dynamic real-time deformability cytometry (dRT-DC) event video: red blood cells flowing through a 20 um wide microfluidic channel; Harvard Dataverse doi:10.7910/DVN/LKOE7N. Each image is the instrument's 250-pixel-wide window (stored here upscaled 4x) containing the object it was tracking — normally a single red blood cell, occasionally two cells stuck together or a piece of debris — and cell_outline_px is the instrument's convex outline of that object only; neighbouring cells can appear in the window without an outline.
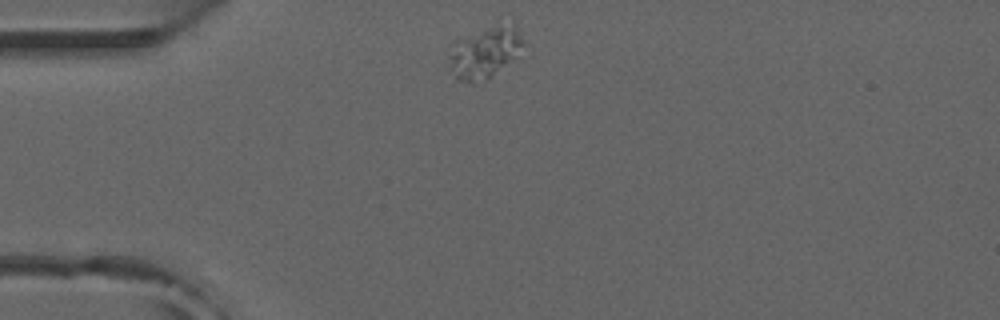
{"species": "common noctule bat (a hibernating species)", "species_latin": "Nyctalus noctula", "temperature_condition": "room temperature", "stored_images_in_passage": 42, "camera_frame_rate_fps": 3000, "um_per_image_px": 0.085, "animal": {"sex": "male", "forearm_length_mm": 52.5}, "frame": {"image": 1, "passage_image": 1, "time_ms": 0.0, "image_size_px": [1000, 320], "cell_outline_px": [[528, 44], [492, 76], [472, 84], [460, 80], [448, 68], [448, 56], [452, 40], [512, 20], [516, 20]], "centroid_in_image_um": [41.25, 4.38], "position_along_channel_um": 43.8, "area_um2": 22.95}}
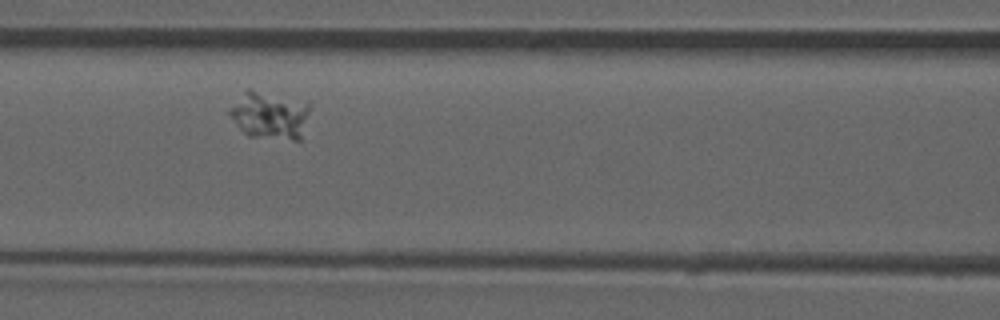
{"frame": {"image": 2, "passage_image": 11, "time_ms": 3.333, "image_size_px": [1000, 320], "cell_outline_px": [[308, 112], [300, 140], [292, 140], [248, 136], [224, 112], [248, 88], [308, 104]], "centroid_in_image_um": [22.83, 9.82], "position_along_channel_um": 143.8, "area_um2": 21.79}}
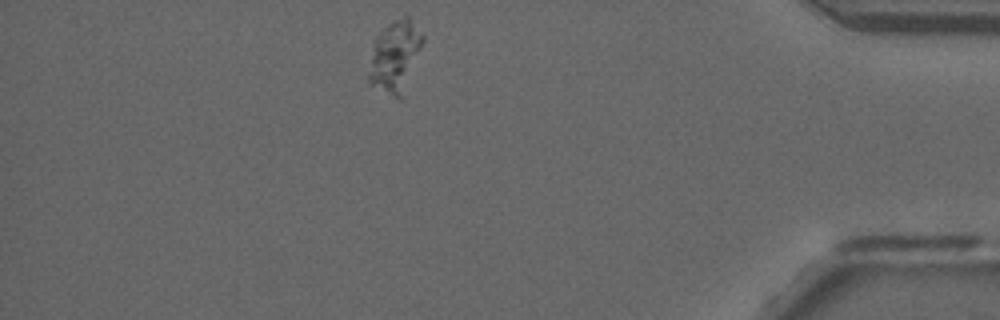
{"frame": {"image": 3, "passage_image": 35, "time_ms": 11.333, "image_size_px": [1000, 320], "cell_outline_px": [[424, 40], [400, 96], [396, 96], [368, 84], [368, 72], [372, 40], [388, 24], [396, 20], [408, 16], [424, 36]], "centroid_in_image_um": [33.51, 4.72], "position_along_channel_um": 401.7, "area_um2": 21.62}}